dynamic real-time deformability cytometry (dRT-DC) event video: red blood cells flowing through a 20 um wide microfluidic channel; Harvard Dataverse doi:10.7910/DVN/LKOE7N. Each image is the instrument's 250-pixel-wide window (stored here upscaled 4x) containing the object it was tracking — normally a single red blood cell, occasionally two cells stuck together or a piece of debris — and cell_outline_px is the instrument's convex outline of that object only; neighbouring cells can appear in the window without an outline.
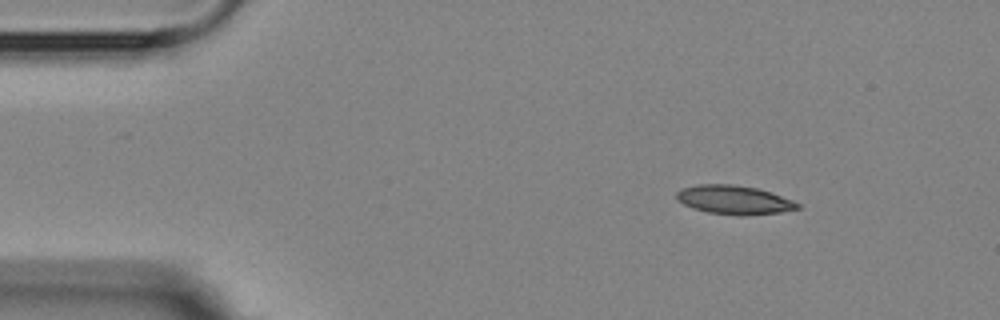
{"species": "Egyptian fruit bat (a non-hibernating species)", "species_latin": "Rousettus aegyptiacus", "temperature_condition": "room temperature", "stored_images_in_passage": 3, "camera_frame_rate_fps": 3000, "um_per_image_px": 0.085, "animal": {"sex": "female"}, "frame": {"image": 1, "passage_image": 1, "time_ms": 0.0, "image_size_px": [1000, 320], "cell_outline_px": [[800, 208], [780, 212], [744, 216], [740, 216], [708, 212], [692, 208], [676, 200], [676, 192], [680, 188], [696, 184], [732, 184], [756, 188], [792, 200], [800, 204]], "centroid_in_image_um": [62.34, 16.99], "position_along_channel_um": 22.7, "area_um2": 20.35}}